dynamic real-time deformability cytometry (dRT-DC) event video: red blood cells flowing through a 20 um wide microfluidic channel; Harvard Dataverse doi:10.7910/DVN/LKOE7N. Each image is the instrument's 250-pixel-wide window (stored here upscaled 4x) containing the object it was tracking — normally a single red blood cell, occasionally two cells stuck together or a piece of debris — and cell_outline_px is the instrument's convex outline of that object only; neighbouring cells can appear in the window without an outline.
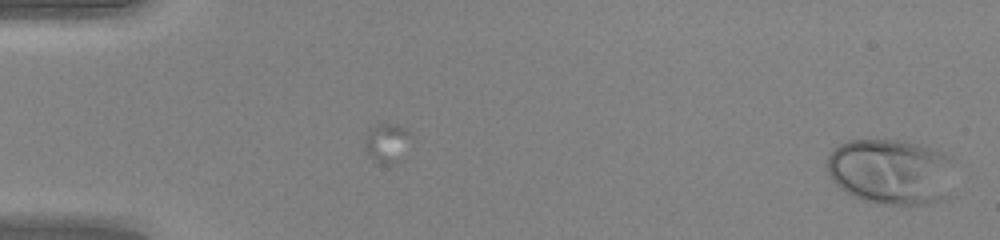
{"species": "human", "species_latin": "Homo sapiens", "temperature_condition": "warm", "stored_images_in_passage": 48, "camera_frame_rate_fps": 3000, "um_per_image_px": 0.085, "donor": {"sex": "female"}, "frame": {"image": 1, "passage_image": 1, "time_ms": 0.0, "image_size_px": [1000, 240], "cell_outline_px": [[956, 160], [944, 196], [940, 200], [924, 204], [880, 204], [864, 200], [840, 188], [836, 184], [828, 172], [828, 156], [840, 144], [848, 140], [900, 140], [932, 148], [944, 152], [952, 156]], "centroid_in_image_um": [75.74, 14.56], "position_along_channel_um": 9.3, "area_um2": 48.44}}
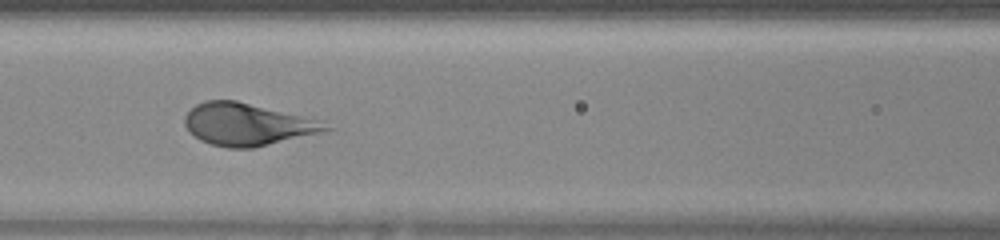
{"frame": {"image": 2, "passage_image": 22, "time_ms": 7.0, "image_size_px": [1000, 240], "cell_outline_px": [[332, 128], [320, 132], [252, 148], [228, 148], [212, 144], [200, 140], [184, 124], [184, 116], [196, 104], [204, 100], [236, 100], [320, 120]], "centroid_in_image_um": [20.98, 10.56], "position_along_channel_um": 145.6, "area_um2": 34.1}}
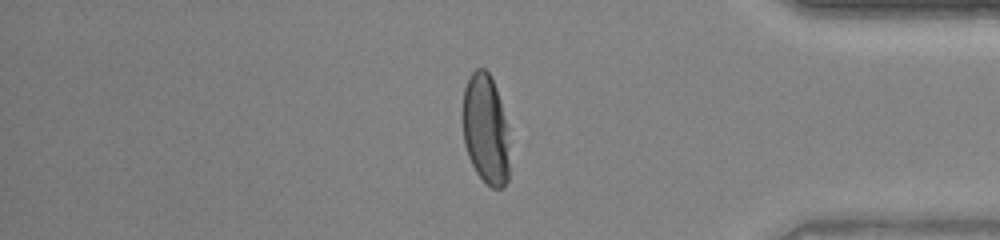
{"frame": {"image": 3, "passage_image": 41, "time_ms": 13.333, "image_size_px": [1000, 240], "cell_outline_px": [[508, 180], [500, 188], [492, 188], [476, 172], [468, 156], [464, 144], [464, 88], [472, 72], [476, 68], [484, 68], [488, 72], [496, 88], [500, 100], [508, 128]], "centroid_in_image_um": [41.29, 10.99], "position_along_channel_um": 393.9, "area_um2": 29.59}}